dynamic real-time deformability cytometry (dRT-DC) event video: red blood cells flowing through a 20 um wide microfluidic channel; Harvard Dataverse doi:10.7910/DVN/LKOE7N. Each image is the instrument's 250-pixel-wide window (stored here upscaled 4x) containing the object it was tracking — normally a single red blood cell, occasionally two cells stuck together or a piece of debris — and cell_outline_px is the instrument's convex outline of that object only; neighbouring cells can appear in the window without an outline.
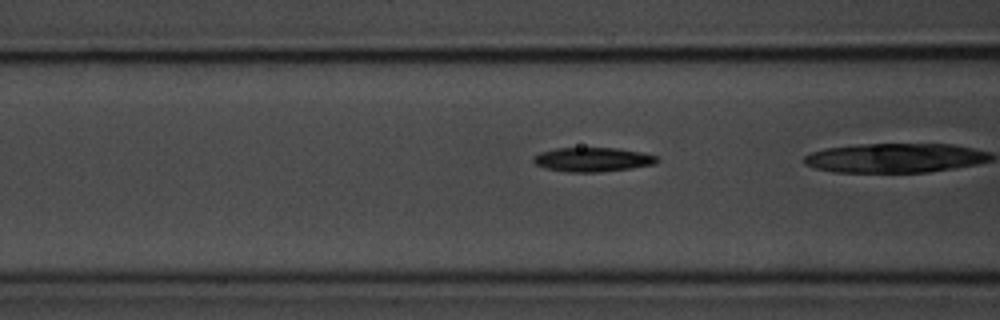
{"species": "common noctule bat (a hibernating species)", "species_latin": "Nyctalus noctula", "temperature_condition": "room temperature", "stored_images_in_passage": 19, "camera_frame_rate_fps": 3000, "um_per_image_px": 0.085, "animal": {"sex": "male", "body_mass_g": 20.1, "forearm_length_mm": 53.5}, "frame": {"image": 1, "passage_image": 6, "time_ms": 1.667, "image_size_px": [1000, 320], "cell_outline_px": [[660, 160], [656, 164], [632, 168], [600, 172], [568, 172], [544, 168], [536, 164], [532, 160], [532, 156], [540, 152], [556, 148], [616, 148], [640, 152], [656, 156]], "centroid_in_image_um": [50.36, 13.56], "position_along_channel_um": 116.2, "area_um2": 17.51}}
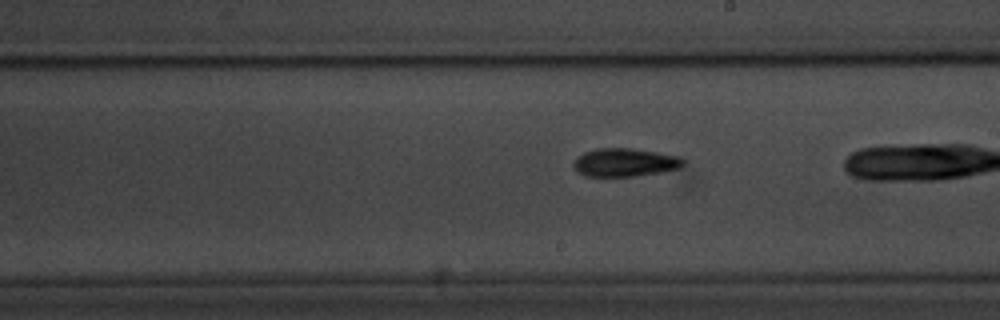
{"frame": {"image": 2, "passage_image": 16, "time_ms": 5.0, "image_size_px": [1000, 320], "cell_outline_px": [[684, 164], [680, 168], [660, 172], [636, 176], [584, 176], [576, 172], [572, 164], [584, 152], [596, 148], [632, 148], [680, 156], [684, 160]], "centroid_in_image_um": [53.11, 13.81], "position_along_channel_um": 235.9, "area_um2": 18.09}}